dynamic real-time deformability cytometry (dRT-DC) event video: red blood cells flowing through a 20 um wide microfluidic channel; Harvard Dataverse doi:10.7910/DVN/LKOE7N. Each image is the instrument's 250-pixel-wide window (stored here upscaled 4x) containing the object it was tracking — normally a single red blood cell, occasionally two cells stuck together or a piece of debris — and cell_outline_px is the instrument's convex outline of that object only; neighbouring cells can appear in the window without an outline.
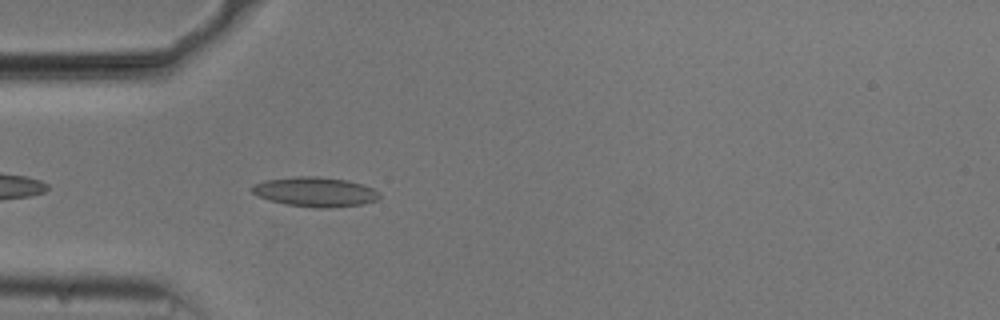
{"species": "common noctule bat (a hibernating species)", "species_latin": "Nyctalus noctula", "temperature_condition": "cold", "stored_images_in_passage": 34, "camera_frame_rate_fps": 3000, "um_per_image_px": 0.085, "animal": {"sex": "male", "body_mass_g": 20.5, "forearm_length_mm": 52.5}, "frame": {"image": 1, "passage_image": 3, "time_ms": 0.667, "image_size_px": [1000, 320], "cell_outline_px": [[380, 196], [376, 200], [364, 204], [328, 208], [320, 208], [284, 204], [260, 196], [252, 192], [248, 188], [252, 184], [264, 180], [296, 176], [316, 176], [348, 180], [364, 184], [380, 192]], "centroid_in_image_um": [26.79, 16.3], "position_along_channel_um": 58.2, "area_um2": 22.14}}
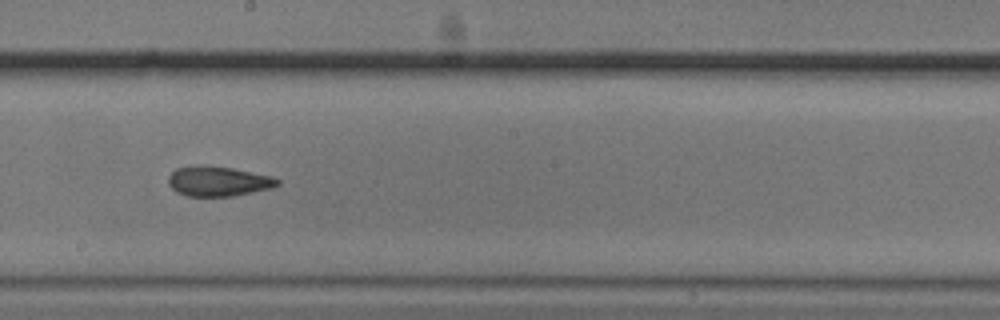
{"frame": {"image": 2, "passage_image": 17, "time_ms": 5.333, "image_size_px": [1000, 320], "cell_outline_px": [[280, 184], [272, 188], [232, 196], [188, 196], [176, 192], [168, 184], [168, 176], [176, 168], [200, 164], [204, 164], [232, 168], [272, 176], [280, 180]], "centroid_in_image_um": [18.53, 15.39], "position_along_channel_um": 229.7, "area_um2": 19.19}}
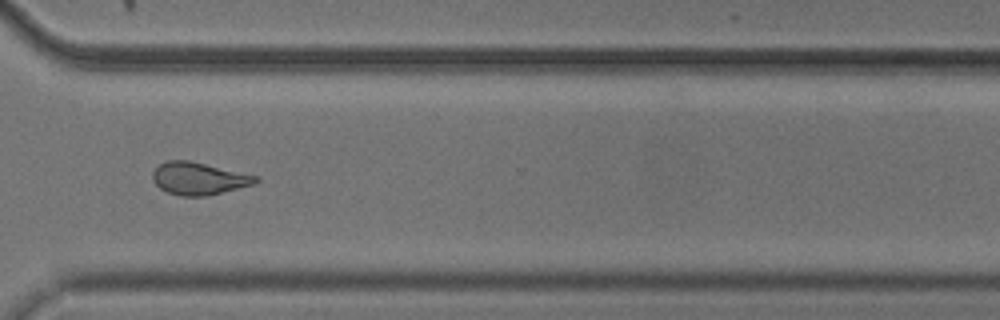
{"frame": {"image": 3, "passage_image": 27, "time_ms": 8.667, "image_size_px": [1000, 320], "cell_outline_px": [[260, 180], [256, 184], [208, 196], [180, 196], [168, 192], [160, 188], [152, 180], [152, 172], [160, 164], [168, 160], [188, 160], [260, 176]], "centroid_in_image_um": [16.94, 15.18], "position_along_channel_um": 353.7, "area_um2": 19.65}, "authors_computed_cell_mechanics": {"area_um2": 19.1896, "velocity_mm_per_s": 3.7353, "shape_relaxation_time_tau1_ms": null, "shape_relaxation_time_tau2_ms": 2.9153, "deformation_change_tau1": null, "deformation_change_tau2": 0.092}}